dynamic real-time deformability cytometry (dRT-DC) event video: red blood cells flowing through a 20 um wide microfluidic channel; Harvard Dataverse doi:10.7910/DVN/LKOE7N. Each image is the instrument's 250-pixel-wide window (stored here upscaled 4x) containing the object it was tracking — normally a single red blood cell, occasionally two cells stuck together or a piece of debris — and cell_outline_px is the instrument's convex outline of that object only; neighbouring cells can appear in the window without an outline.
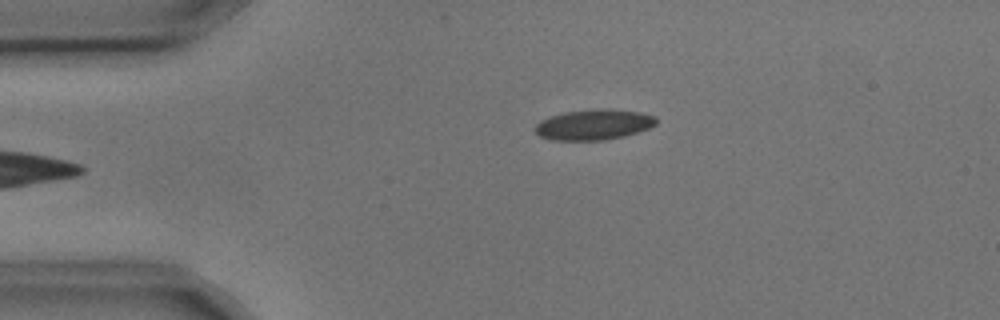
{"species": "common noctule bat (a hibernating species)", "species_latin": "Nyctalus noctula", "temperature_condition": "cold", "stored_images_in_passage": 4, "camera_frame_rate_fps": 3000, "um_per_image_px": 0.085, "animal": {"sex": "male", "body_mass_g": 17.9, "forearm_length_mm": 54.2}, "frame": {"image": 1, "passage_image": 4, "time_ms": 1.0, "image_size_px": [1000, 320], "cell_outline_px": [[656, 124], [648, 128], [624, 136], [604, 140], [552, 140], [540, 136], [532, 128], [540, 120], [548, 116], [564, 112], [596, 108], [604, 108], [640, 112], [656, 116]], "centroid_in_image_um": [50.43, 10.58], "position_along_channel_um": 34.6, "area_um2": 21.68}}